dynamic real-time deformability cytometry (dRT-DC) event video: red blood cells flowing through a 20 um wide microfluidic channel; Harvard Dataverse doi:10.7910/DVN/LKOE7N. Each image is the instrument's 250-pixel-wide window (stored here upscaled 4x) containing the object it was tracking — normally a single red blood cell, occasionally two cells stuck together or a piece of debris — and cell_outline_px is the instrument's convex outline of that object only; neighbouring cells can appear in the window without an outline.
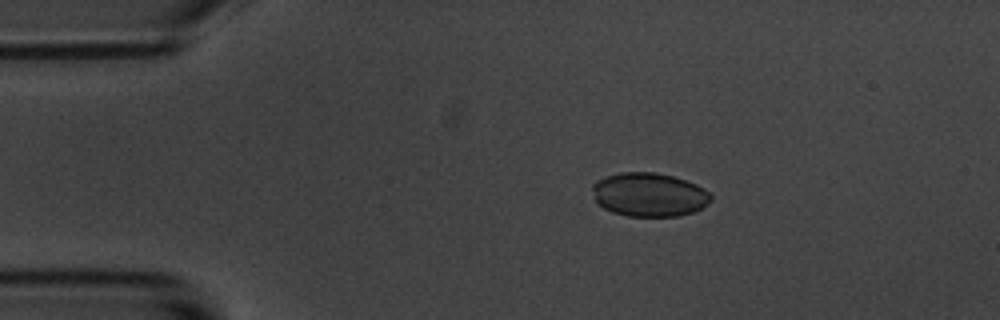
{"species": "common noctule bat (a hibernating species)", "species_latin": "Nyctalus noctula", "temperature_condition": "room temperature", "stored_images_in_passage": 5, "camera_frame_rate_fps": 3000, "um_per_image_px": 0.085, "animal": {"sex": "male", "body_mass_g": 20.1, "forearm_length_mm": 53.5}, "frame": {"image": 1, "passage_image": 2, "time_ms": 1.333, "image_size_px": [1000, 320], "cell_outline_px": [[712, 200], [708, 204], [692, 212], [680, 216], [628, 216], [612, 212], [596, 204], [592, 188], [592, 184], [596, 180], [604, 176], [620, 172], [656, 172], [672, 176], [696, 184], [704, 188], [712, 196]], "centroid_in_image_um": [55.15, 16.54], "position_along_channel_um": 29.9, "area_um2": 30.46}}